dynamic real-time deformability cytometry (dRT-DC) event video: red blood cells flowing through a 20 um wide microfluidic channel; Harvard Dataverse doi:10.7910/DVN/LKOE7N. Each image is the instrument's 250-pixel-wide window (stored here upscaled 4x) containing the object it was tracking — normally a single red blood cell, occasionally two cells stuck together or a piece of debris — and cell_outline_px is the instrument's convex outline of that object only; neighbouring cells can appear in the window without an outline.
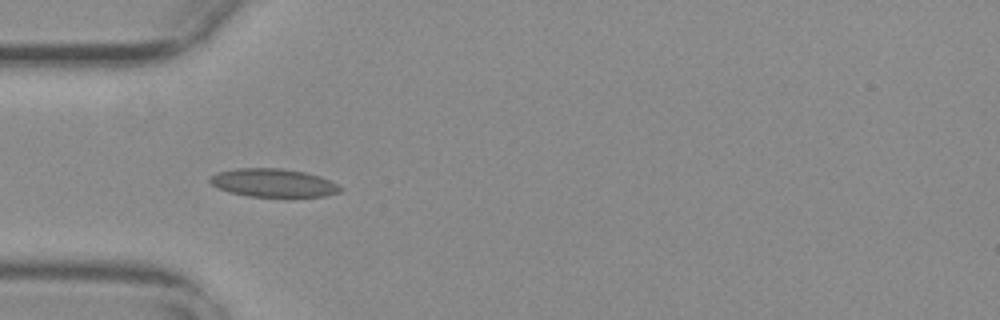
{"species": "common noctule bat (a hibernating species)", "species_latin": "Nyctalus noctula", "temperature_condition": "warm", "stored_images_in_passage": 37, "camera_frame_rate_fps": 3000, "um_per_image_px": 0.085, "animal": {"sex": "female", "body_mass_g": 29.2, "forearm_length_mm": 56.3}, "frame": {"image": 1, "passage_image": 3, "time_ms": 0.667, "image_size_px": [1000, 320], "cell_outline_px": [[344, 188], [340, 192], [324, 196], [248, 196], [228, 192], [216, 188], [208, 180], [208, 176], [216, 172], [236, 168], [280, 168], [304, 172], [320, 176]], "centroid_in_image_um": [23.16, 15.53], "position_along_channel_um": 61.8, "area_um2": 21.5}}
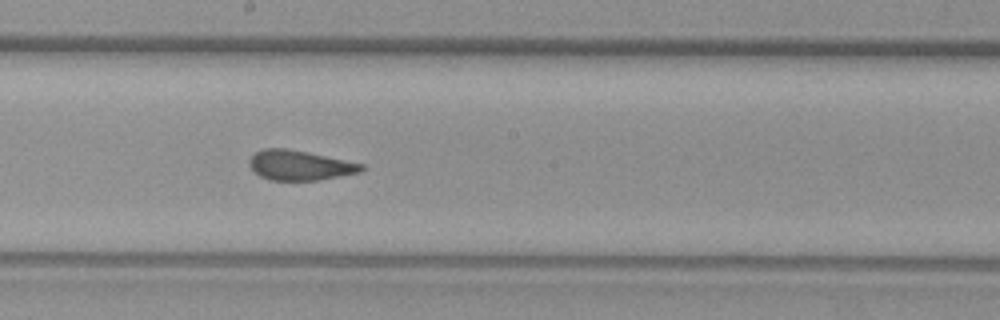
{"frame": {"image": 2, "passage_image": 16, "time_ms": 5.0, "image_size_px": [1000, 320], "cell_outline_px": [[364, 168], [360, 172], [320, 180], [268, 180], [260, 176], [248, 164], [248, 160], [256, 152], [264, 148], [288, 148], [308, 152], [364, 164]], "centroid_in_image_um": [25.47, 14.05], "position_along_channel_um": 222.7, "area_um2": 19.48}}
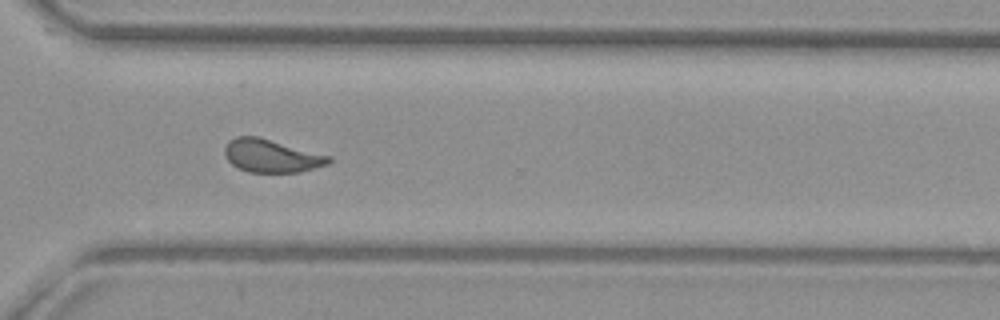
{"frame": {"image": 3, "passage_image": 26, "time_ms": 8.333, "image_size_px": [1000, 320], "cell_outline_px": [[332, 160], [328, 164], [300, 172], [248, 172], [236, 168], [228, 160], [224, 152], [224, 148], [228, 140], [236, 136], [256, 136], [332, 156]], "centroid_in_image_um": [23.06, 13.25], "position_along_channel_um": 347.5, "area_um2": 20.06}, "authors_computed_cell_mechanics": {"area_um2": 20.0566, "velocity_mm_per_s": 3.7482, "shape_relaxation_time_tau1_ms": null, "shape_relaxation_time_tau2_ms": 0.9595, "deformation_change_tau1": null, "deformation_change_tau2": 0.0915}}